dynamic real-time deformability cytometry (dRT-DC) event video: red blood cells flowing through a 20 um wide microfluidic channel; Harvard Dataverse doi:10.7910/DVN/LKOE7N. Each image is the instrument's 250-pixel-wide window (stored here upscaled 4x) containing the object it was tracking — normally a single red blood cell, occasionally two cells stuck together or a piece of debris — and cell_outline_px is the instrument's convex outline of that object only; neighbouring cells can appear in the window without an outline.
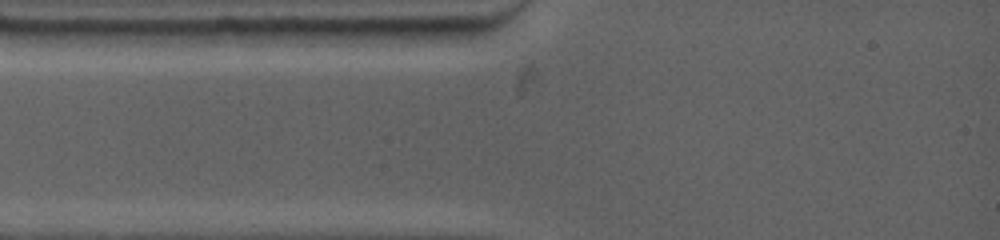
{"species": "common noctule bat (a hibernating species)", "species_latin": "Nyctalus noctula", "temperature_condition": "warm", "stored_images_in_passage": 5, "camera_frame_rate_fps": 4500, "um_per_image_px": 0.085, "animal": {"sex": "female", "body_mass_g": 19.0, "forearm_length_mm": 53.3}, "frame": {"image": 1, "passage_image": 1, "time_ms": 0.0, "image_size_px": [1000, 240], "cell_outline_px": [[512, 16], [484, 36], [468, 44], [368, 44], [352, 28], [508, 16]], "centroid_in_image_um": [36.67, 2.71], "position_along_channel_um": 48.3, "area_um2": 20.58}}